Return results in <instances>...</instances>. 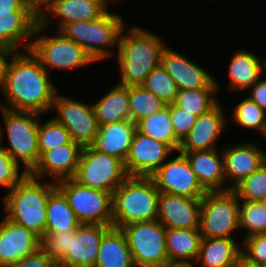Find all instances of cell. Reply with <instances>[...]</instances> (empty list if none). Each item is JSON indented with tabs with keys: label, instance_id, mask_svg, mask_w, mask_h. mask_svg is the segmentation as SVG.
<instances>
[{
	"label": "cell",
	"instance_id": "cell-15",
	"mask_svg": "<svg viewBox=\"0 0 266 267\" xmlns=\"http://www.w3.org/2000/svg\"><path fill=\"white\" fill-rule=\"evenodd\" d=\"M161 64L175 81L178 90L219 88L220 82L206 69L178 51L166 46L161 54Z\"/></svg>",
	"mask_w": 266,
	"mask_h": 267
},
{
	"label": "cell",
	"instance_id": "cell-51",
	"mask_svg": "<svg viewBox=\"0 0 266 267\" xmlns=\"http://www.w3.org/2000/svg\"><path fill=\"white\" fill-rule=\"evenodd\" d=\"M234 267H257L246 264L243 260H240Z\"/></svg>",
	"mask_w": 266,
	"mask_h": 267
},
{
	"label": "cell",
	"instance_id": "cell-21",
	"mask_svg": "<svg viewBox=\"0 0 266 267\" xmlns=\"http://www.w3.org/2000/svg\"><path fill=\"white\" fill-rule=\"evenodd\" d=\"M112 226L81 224L70 237V251L58 267H94L103 234Z\"/></svg>",
	"mask_w": 266,
	"mask_h": 267
},
{
	"label": "cell",
	"instance_id": "cell-8",
	"mask_svg": "<svg viewBox=\"0 0 266 267\" xmlns=\"http://www.w3.org/2000/svg\"><path fill=\"white\" fill-rule=\"evenodd\" d=\"M239 203L233 189L207 191L201 199L202 238H235L239 230Z\"/></svg>",
	"mask_w": 266,
	"mask_h": 267
},
{
	"label": "cell",
	"instance_id": "cell-52",
	"mask_svg": "<svg viewBox=\"0 0 266 267\" xmlns=\"http://www.w3.org/2000/svg\"><path fill=\"white\" fill-rule=\"evenodd\" d=\"M4 136L2 135V125H0V147L2 145H5V144H2V140H3Z\"/></svg>",
	"mask_w": 266,
	"mask_h": 267
},
{
	"label": "cell",
	"instance_id": "cell-38",
	"mask_svg": "<svg viewBox=\"0 0 266 267\" xmlns=\"http://www.w3.org/2000/svg\"><path fill=\"white\" fill-rule=\"evenodd\" d=\"M41 120H39L38 130L39 157L45 151L73 141L69 131L55 118L52 117L44 122H41Z\"/></svg>",
	"mask_w": 266,
	"mask_h": 267
},
{
	"label": "cell",
	"instance_id": "cell-53",
	"mask_svg": "<svg viewBox=\"0 0 266 267\" xmlns=\"http://www.w3.org/2000/svg\"><path fill=\"white\" fill-rule=\"evenodd\" d=\"M259 202H261L262 205L266 208V196H264L262 199H260Z\"/></svg>",
	"mask_w": 266,
	"mask_h": 267
},
{
	"label": "cell",
	"instance_id": "cell-39",
	"mask_svg": "<svg viewBox=\"0 0 266 267\" xmlns=\"http://www.w3.org/2000/svg\"><path fill=\"white\" fill-rule=\"evenodd\" d=\"M233 190L240 201H259L266 196V162L239 182Z\"/></svg>",
	"mask_w": 266,
	"mask_h": 267
},
{
	"label": "cell",
	"instance_id": "cell-25",
	"mask_svg": "<svg viewBox=\"0 0 266 267\" xmlns=\"http://www.w3.org/2000/svg\"><path fill=\"white\" fill-rule=\"evenodd\" d=\"M136 131L131 120L118 121L98 127V133L92 146L103 153L125 161Z\"/></svg>",
	"mask_w": 266,
	"mask_h": 267
},
{
	"label": "cell",
	"instance_id": "cell-7",
	"mask_svg": "<svg viewBox=\"0 0 266 267\" xmlns=\"http://www.w3.org/2000/svg\"><path fill=\"white\" fill-rule=\"evenodd\" d=\"M46 29L48 28L38 21L33 32L30 51L40 60L49 74L53 68L60 71L74 70L95 63L74 40L67 38L60 31L51 36L44 32Z\"/></svg>",
	"mask_w": 266,
	"mask_h": 267
},
{
	"label": "cell",
	"instance_id": "cell-6",
	"mask_svg": "<svg viewBox=\"0 0 266 267\" xmlns=\"http://www.w3.org/2000/svg\"><path fill=\"white\" fill-rule=\"evenodd\" d=\"M3 120L2 135L7 136L8 145L2 146L14 162L30 174L39 160L38 130L42 114L11 111L0 107ZM21 163V164H20Z\"/></svg>",
	"mask_w": 266,
	"mask_h": 267
},
{
	"label": "cell",
	"instance_id": "cell-47",
	"mask_svg": "<svg viewBox=\"0 0 266 267\" xmlns=\"http://www.w3.org/2000/svg\"><path fill=\"white\" fill-rule=\"evenodd\" d=\"M0 12H29L26 0H0Z\"/></svg>",
	"mask_w": 266,
	"mask_h": 267
},
{
	"label": "cell",
	"instance_id": "cell-9",
	"mask_svg": "<svg viewBox=\"0 0 266 267\" xmlns=\"http://www.w3.org/2000/svg\"><path fill=\"white\" fill-rule=\"evenodd\" d=\"M135 267H166V228L157 220L135 222L121 227Z\"/></svg>",
	"mask_w": 266,
	"mask_h": 267
},
{
	"label": "cell",
	"instance_id": "cell-41",
	"mask_svg": "<svg viewBox=\"0 0 266 267\" xmlns=\"http://www.w3.org/2000/svg\"><path fill=\"white\" fill-rule=\"evenodd\" d=\"M70 237H74V231L45 233L41 238V248L58 264L70 251Z\"/></svg>",
	"mask_w": 266,
	"mask_h": 267
},
{
	"label": "cell",
	"instance_id": "cell-12",
	"mask_svg": "<svg viewBox=\"0 0 266 267\" xmlns=\"http://www.w3.org/2000/svg\"><path fill=\"white\" fill-rule=\"evenodd\" d=\"M51 112H54L52 117L69 131L74 142L83 147L95 142L99 125L92 103H83L57 92Z\"/></svg>",
	"mask_w": 266,
	"mask_h": 267
},
{
	"label": "cell",
	"instance_id": "cell-40",
	"mask_svg": "<svg viewBox=\"0 0 266 267\" xmlns=\"http://www.w3.org/2000/svg\"><path fill=\"white\" fill-rule=\"evenodd\" d=\"M241 245V260L251 266L266 265V233L243 238Z\"/></svg>",
	"mask_w": 266,
	"mask_h": 267
},
{
	"label": "cell",
	"instance_id": "cell-4",
	"mask_svg": "<svg viewBox=\"0 0 266 267\" xmlns=\"http://www.w3.org/2000/svg\"><path fill=\"white\" fill-rule=\"evenodd\" d=\"M159 190L150 177L128 176L113 192V227L158 217Z\"/></svg>",
	"mask_w": 266,
	"mask_h": 267
},
{
	"label": "cell",
	"instance_id": "cell-48",
	"mask_svg": "<svg viewBox=\"0 0 266 267\" xmlns=\"http://www.w3.org/2000/svg\"><path fill=\"white\" fill-rule=\"evenodd\" d=\"M12 53V50L0 46V91L4 83L6 65Z\"/></svg>",
	"mask_w": 266,
	"mask_h": 267
},
{
	"label": "cell",
	"instance_id": "cell-31",
	"mask_svg": "<svg viewBox=\"0 0 266 267\" xmlns=\"http://www.w3.org/2000/svg\"><path fill=\"white\" fill-rule=\"evenodd\" d=\"M46 216V233L75 231L81 225L66 196L58 187L49 194Z\"/></svg>",
	"mask_w": 266,
	"mask_h": 267
},
{
	"label": "cell",
	"instance_id": "cell-11",
	"mask_svg": "<svg viewBox=\"0 0 266 267\" xmlns=\"http://www.w3.org/2000/svg\"><path fill=\"white\" fill-rule=\"evenodd\" d=\"M56 186L81 224L113 226L112 193L81 185L73 178L61 180Z\"/></svg>",
	"mask_w": 266,
	"mask_h": 267
},
{
	"label": "cell",
	"instance_id": "cell-43",
	"mask_svg": "<svg viewBox=\"0 0 266 267\" xmlns=\"http://www.w3.org/2000/svg\"><path fill=\"white\" fill-rule=\"evenodd\" d=\"M170 118L174 133L176 137L182 142V140L189 134L197 117L186 112L184 109L176 107L173 103H171Z\"/></svg>",
	"mask_w": 266,
	"mask_h": 267
},
{
	"label": "cell",
	"instance_id": "cell-50",
	"mask_svg": "<svg viewBox=\"0 0 266 267\" xmlns=\"http://www.w3.org/2000/svg\"><path fill=\"white\" fill-rule=\"evenodd\" d=\"M166 267H196L194 264H169Z\"/></svg>",
	"mask_w": 266,
	"mask_h": 267
},
{
	"label": "cell",
	"instance_id": "cell-2",
	"mask_svg": "<svg viewBox=\"0 0 266 267\" xmlns=\"http://www.w3.org/2000/svg\"><path fill=\"white\" fill-rule=\"evenodd\" d=\"M127 26L120 33L116 52L119 83L127 87L142 86L146 77L161 63L166 41L138 25L130 29Z\"/></svg>",
	"mask_w": 266,
	"mask_h": 267
},
{
	"label": "cell",
	"instance_id": "cell-32",
	"mask_svg": "<svg viewBox=\"0 0 266 267\" xmlns=\"http://www.w3.org/2000/svg\"><path fill=\"white\" fill-rule=\"evenodd\" d=\"M136 130L143 135L169 145L176 153L181 141L176 137L170 118V104L136 123Z\"/></svg>",
	"mask_w": 266,
	"mask_h": 267
},
{
	"label": "cell",
	"instance_id": "cell-23",
	"mask_svg": "<svg viewBox=\"0 0 266 267\" xmlns=\"http://www.w3.org/2000/svg\"><path fill=\"white\" fill-rule=\"evenodd\" d=\"M38 20L30 12H0V46L13 52L30 50Z\"/></svg>",
	"mask_w": 266,
	"mask_h": 267
},
{
	"label": "cell",
	"instance_id": "cell-37",
	"mask_svg": "<svg viewBox=\"0 0 266 267\" xmlns=\"http://www.w3.org/2000/svg\"><path fill=\"white\" fill-rule=\"evenodd\" d=\"M142 86L167 105L174 102L179 91L175 81L161 63L146 77Z\"/></svg>",
	"mask_w": 266,
	"mask_h": 267
},
{
	"label": "cell",
	"instance_id": "cell-13",
	"mask_svg": "<svg viewBox=\"0 0 266 267\" xmlns=\"http://www.w3.org/2000/svg\"><path fill=\"white\" fill-rule=\"evenodd\" d=\"M167 159L151 176L160 193L202 198L207 190L199 182L187 158L180 153Z\"/></svg>",
	"mask_w": 266,
	"mask_h": 267
},
{
	"label": "cell",
	"instance_id": "cell-46",
	"mask_svg": "<svg viewBox=\"0 0 266 267\" xmlns=\"http://www.w3.org/2000/svg\"><path fill=\"white\" fill-rule=\"evenodd\" d=\"M247 92L250 93L247 97L266 112V79L259 78Z\"/></svg>",
	"mask_w": 266,
	"mask_h": 267
},
{
	"label": "cell",
	"instance_id": "cell-24",
	"mask_svg": "<svg viewBox=\"0 0 266 267\" xmlns=\"http://www.w3.org/2000/svg\"><path fill=\"white\" fill-rule=\"evenodd\" d=\"M108 9L103 0H58L40 22L49 28L53 24L50 17L59 18L57 31H61L69 23L97 19Z\"/></svg>",
	"mask_w": 266,
	"mask_h": 267
},
{
	"label": "cell",
	"instance_id": "cell-35",
	"mask_svg": "<svg viewBox=\"0 0 266 267\" xmlns=\"http://www.w3.org/2000/svg\"><path fill=\"white\" fill-rule=\"evenodd\" d=\"M228 121L233 120L242 128L258 131L266 137V112L247 96L232 110Z\"/></svg>",
	"mask_w": 266,
	"mask_h": 267
},
{
	"label": "cell",
	"instance_id": "cell-1",
	"mask_svg": "<svg viewBox=\"0 0 266 267\" xmlns=\"http://www.w3.org/2000/svg\"><path fill=\"white\" fill-rule=\"evenodd\" d=\"M22 50L13 52L7 62L0 91L6 102H0V107L42 115L51 113L54 97L59 91L40 60L30 50Z\"/></svg>",
	"mask_w": 266,
	"mask_h": 267
},
{
	"label": "cell",
	"instance_id": "cell-45",
	"mask_svg": "<svg viewBox=\"0 0 266 267\" xmlns=\"http://www.w3.org/2000/svg\"><path fill=\"white\" fill-rule=\"evenodd\" d=\"M58 0H26L29 12L41 21L55 6Z\"/></svg>",
	"mask_w": 266,
	"mask_h": 267
},
{
	"label": "cell",
	"instance_id": "cell-30",
	"mask_svg": "<svg viewBox=\"0 0 266 267\" xmlns=\"http://www.w3.org/2000/svg\"><path fill=\"white\" fill-rule=\"evenodd\" d=\"M128 101V87L117 82L92 103L98 125L131 120Z\"/></svg>",
	"mask_w": 266,
	"mask_h": 267
},
{
	"label": "cell",
	"instance_id": "cell-34",
	"mask_svg": "<svg viewBox=\"0 0 266 267\" xmlns=\"http://www.w3.org/2000/svg\"><path fill=\"white\" fill-rule=\"evenodd\" d=\"M128 96L130 118L135 124L143 118L160 111L167 105L143 86L128 87Z\"/></svg>",
	"mask_w": 266,
	"mask_h": 267
},
{
	"label": "cell",
	"instance_id": "cell-10",
	"mask_svg": "<svg viewBox=\"0 0 266 267\" xmlns=\"http://www.w3.org/2000/svg\"><path fill=\"white\" fill-rule=\"evenodd\" d=\"M128 177L124 162L114 156L84 146L74 180L81 185L110 192Z\"/></svg>",
	"mask_w": 266,
	"mask_h": 267
},
{
	"label": "cell",
	"instance_id": "cell-54",
	"mask_svg": "<svg viewBox=\"0 0 266 267\" xmlns=\"http://www.w3.org/2000/svg\"><path fill=\"white\" fill-rule=\"evenodd\" d=\"M108 6H109V2L111 1L112 3L114 2H118L120 0H103Z\"/></svg>",
	"mask_w": 266,
	"mask_h": 267
},
{
	"label": "cell",
	"instance_id": "cell-17",
	"mask_svg": "<svg viewBox=\"0 0 266 267\" xmlns=\"http://www.w3.org/2000/svg\"><path fill=\"white\" fill-rule=\"evenodd\" d=\"M201 199L160 193L157 220L166 229H200Z\"/></svg>",
	"mask_w": 266,
	"mask_h": 267
},
{
	"label": "cell",
	"instance_id": "cell-3",
	"mask_svg": "<svg viewBox=\"0 0 266 267\" xmlns=\"http://www.w3.org/2000/svg\"><path fill=\"white\" fill-rule=\"evenodd\" d=\"M56 187L55 182L27 174L3 197L5 217L42 238L46 233L48 197Z\"/></svg>",
	"mask_w": 266,
	"mask_h": 267
},
{
	"label": "cell",
	"instance_id": "cell-44",
	"mask_svg": "<svg viewBox=\"0 0 266 267\" xmlns=\"http://www.w3.org/2000/svg\"><path fill=\"white\" fill-rule=\"evenodd\" d=\"M11 267H58L57 263L40 247L32 254L25 256Z\"/></svg>",
	"mask_w": 266,
	"mask_h": 267
},
{
	"label": "cell",
	"instance_id": "cell-18",
	"mask_svg": "<svg viewBox=\"0 0 266 267\" xmlns=\"http://www.w3.org/2000/svg\"><path fill=\"white\" fill-rule=\"evenodd\" d=\"M254 141L227 146L222 150L224 173L228 189H233L244 178L266 162V152ZM227 180L230 181L227 183Z\"/></svg>",
	"mask_w": 266,
	"mask_h": 267
},
{
	"label": "cell",
	"instance_id": "cell-5",
	"mask_svg": "<svg viewBox=\"0 0 266 267\" xmlns=\"http://www.w3.org/2000/svg\"><path fill=\"white\" fill-rule=\"evenodd\" d=\"M126 26L124 18L109 9L99 18L67 24L60 32L78 43L94 62L111 58Z\"/></svg>",
	"mask_w": 266,
	"mask_h": 267
},
{
	"label": "cell",
	"instance_id": "cell-29",
	"mask_svg": "<svg viewBox=\"0 0 266 267\" xmlns=\"http://www.w3.org/2000/svg\"><path fill=\"white\" fill-rule=\"evenodd\" d=\"M94 267H135L121 228L112 226L103 234Z\"/></svg>",
	"mask_w": 266,
	"mask_h": 267
},
{
	"label": "cell",
	"instance_id": "cell-19",
	"mask_svg": "<svg viewBox=\"0 0 266 267\" xmlns=\"http://www.w3.org/2000/svg\"><path fill=\"white\" fill-rule=\"evenodd\" d=\"M222 106L219 102L213 109L196 118L189 134L182 140L179 152L210 150L218 147L216 142L229 122Z\"/></svg>",
	"mask_w": 266,
	"mask_h": 267
},
{
	"label": "cell",
	"instance_id": "cell-42",
	"mask_svg": "<svg viewBox=\"0 0 266 267\" xmlns=\"http://www.w3.org/2000/svg\"><path fill=\"white\" fill-rule=\"evenodd\" d=\"M14 162L11 155L0 147V187L9 191L16 186L27 173ZM22 171V172H21Z\"/></svg>",
	"mask_w": 266,
	"mask_h": 267
},
{
	"label": "cell",
	"instance_id": "cell-36",
	"mask_svg": "<svg viewBox=\"0 0 266 267\" xmlns=\"http://www.w3.org/2000/svg\"><path fill=\"white\" fill-rule=\"evenodd\" d=\"M239 229L246 230L243 238L266 233V208L259 201H240Z\"/></svg>",
	"mask_w": 266,
	"mask_h": 267
},
{
	"label": "cell",
	"instance_id": "cell-20",
	"mask_svg": "<svg viewBox=\"0 0 266 267\" xmlns=\"http://www.w3.org/2000/svg\"><path fill=\"white\" fill-rule=\"evenodd\" d=\"M41 247V238L4 217L0 221V267H11Z\"/></svg>",
	"mask_w": 266,
	"mask_h": 267
},
{
	"label": "cell",
	"instance_id": "cell-28",
	"mask_svg": "<svg viewBox=\"0 0 266 267\" xmlns=\"http://www.w3.org/2000/svg\"><path fill=\"white\" fill-rule=\"evenodd\" d=\"M201 239L200 229H166V252L169 264L183 265L196 262Z\"/></svg>",
	"mask_w": 266,
	"mask_h": 267
},
{
	"label": "cell",
	"instance_id": "cell-22",
	"mask_svg": "<svg viewBox=\"0 0 266 267\" xmlns=\"http://www.w3.org/2000/svg\"><path fill=\"white\" fill-rule=\"evenodd\" d=\"M190 164L199 182L207 191L228 190L222 149L180 152Z\"/></svg>",
	"mask_w": 266,
	"mask_h": 267
},
{
	"label": "cell",
	"instance_id": "cell-27",
	"mask_svg": "<svg viewBox=\"0 0 266 267\" xmlns=\"http://www.w3.org/2000/svg\"><path fill=\"white\" fill-rule=\"evenodd\" d=\"M258 54L238 49L232 55L228 67L229 83L227 89L231 92L247 91L255 82L262 78Z\"/></svg>",
	"mask_w": 266,
	"mask_h": 267
},
{
	"label": "cell",
	"instance_id": "cell-33",
	"mask_svg": "<svg viewBox=\"0 0 266 267\" xmlns=\"http://www.w3.org/2000/svg\"><path fill=\"white\" fill-rule=\"evenodd\" d=\"M218 89L219 88L179 90L173 104L198 117L201 114L207 113L219 103V98L216 96Z\"/></svg>",
	"mask_w": 266,
	"mask_h": 267
},
{
	"label": "cell",
	"instance_id": "cell-26",
	"mask_svg": "<svg viewBox=\"0 0 266 267\" xmlns=\"http://www.w3.org/2000/svg\"><path fill=\"white\" fill-rule=\"evenodd\" d=\"M237 238H202L195 263L201 267H234L241 260Z\"/></svg>",
	"mask_w": 266,
	"mask_h": 267
},
{
	"label": "cell",
	"instance_id": "cell-14",
	"mask_svg": "<svg viewBox=\"0 0 266 267\" xmlns=\"http://www.w3.org/2000/svg\"><path fill=\"white\" fill-rule=\"evenodd\" d=\"M174 152L169 145L136 130L124 161L127 175L150 177Z\"/></svg>",
	"mask_w": 266,
	"mask_h": 267
},
{
	"label": "cell",
	"instance_id": "cell-49",
	"mask_svg": "<svg viewBox=\"0 0 266 267\" xmlns=\"http://www.w3.org/2000/svg\"><path fill=\"white\" fill-rule=\"evenodd\" d=\"M263 59V61L260 60L261 76H263L264 74L266 75V57Z\"/></svg>",
	"mask_w": 266,
	"mask_h": 267
},
{
	"label": "cell",
	"instance_id": "cell-16",
	"mask_svg": "<svg viewBox=\"0 0 266 267\" xmlns=\"http://www.w3.org/2000/svg\"><path fill=\"white\" fill-rule=\"evenodd\" d=\"M83 146L72 141L45 151L40 157L31 176L43 180L52 176V182L74 178L80 162Z\"/></svg>",
	"mask_w": 266,
	"mask_h": 267
}]
</instances>
